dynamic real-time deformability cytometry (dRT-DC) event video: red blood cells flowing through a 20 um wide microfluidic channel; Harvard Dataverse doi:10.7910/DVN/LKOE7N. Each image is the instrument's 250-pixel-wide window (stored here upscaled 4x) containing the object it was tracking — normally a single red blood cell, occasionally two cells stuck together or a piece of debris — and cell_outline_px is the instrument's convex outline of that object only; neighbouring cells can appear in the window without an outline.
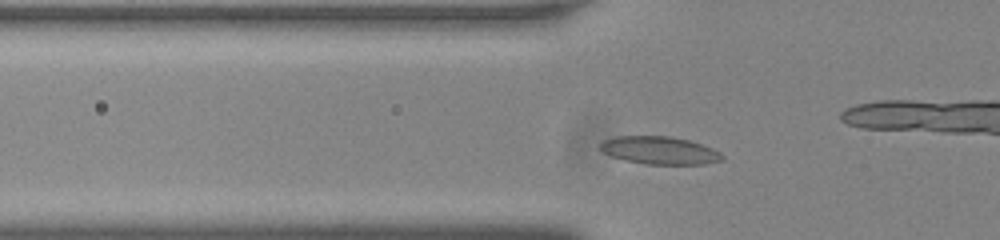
{"species": "common noctule bat (a hibernating species)", "species_latin": "Nyctalus noctula", "temperature_condition": "room temperature", "stored_images_in_passage": 52, "camera_frame_rate_fps": 3000, "um_per_image_px": 0.085, "animal": {"sex": "male", "body_mass_g": 20.0, "forearm_length_mm": 53.3}, "frame": {"image": 1, "passage_image": 15, "time_ms": 4.667, "image_size_px": [1000, 240], "cell_outline_px": [[724, 160], [704, 164], [644, 164], [624, 160], [612, 156], [604, 152], [600, 148], [600, 144], [604, 140], [616, 136], [668, 136], [688, 140], [712, 148], [720, 152], [724, 156]], "centroid_in_image_um": [56.08, 12.79], "position_along_channel_um": 69.7, "area_um2": 19.65}}
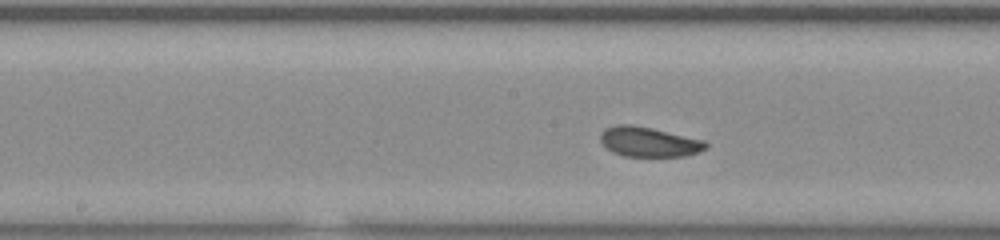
{"frame": {"image": 2, "passage_image": 25, "time_ms": 8.0, "image_size_px": [1000, 240], "cell_outline_px": [[708, 148], [700, 152], [684, 156], [624, 156], [612, 152], [600, 140], [600, 132], [604, 128], [620, 124], [632, 124], [652, 128], [704, 140], [708, 144]], "centroid_in_image_um": [55.16, 12.05], "position_along_channel_um": 193.0, "area_um2": 18.38}}
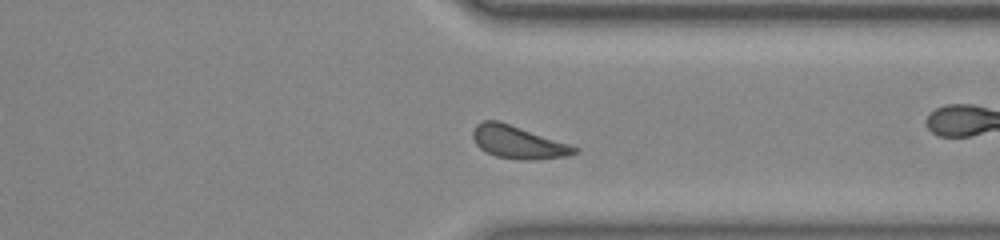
{"frame": {"image": 3, "passage_image": 39, "time_ms": 12.667, "image_size_px": [1000, 240], "cell_outline_px": [[580, 152], [568, 156], [532, 160], [520, 160], [496, 156], [480, 148], [476, 144], [472, 136], [472, 132], [476, 124], [484, 120], [496, 120], [580, 148]], "centroid_in_image_um": [44.04, 12.11], "position_along_channel_um": 367.4, "area_um2": 19.07}, "authors_computed_cell_mechanics": {"area_um2": 18.3804, "velocity_mm_per_s": 3.7317, "shape_relaxation_time_tau1_ms": 2.2217, "shape_relaxation_time_tau2_ms": 4.0044, "deformation_change_tau1": 0.0867, "deformation_change_tau2": 0.116}}